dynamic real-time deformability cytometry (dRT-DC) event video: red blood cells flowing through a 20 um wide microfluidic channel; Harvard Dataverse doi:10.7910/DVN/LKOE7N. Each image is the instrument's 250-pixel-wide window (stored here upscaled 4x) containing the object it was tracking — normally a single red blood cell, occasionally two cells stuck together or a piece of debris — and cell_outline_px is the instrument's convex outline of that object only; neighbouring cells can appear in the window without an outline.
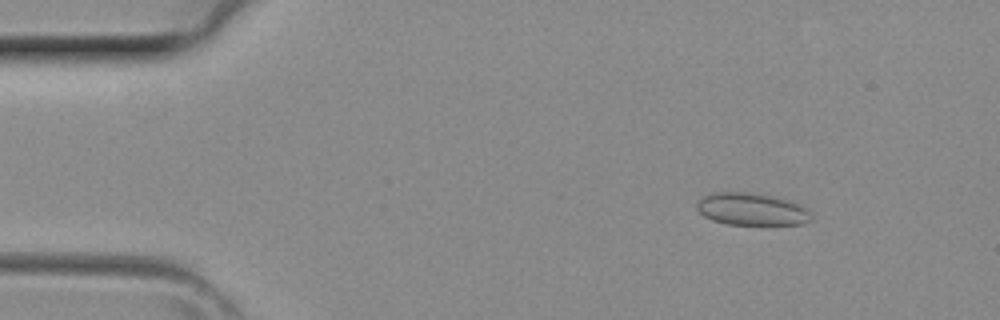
{"species": "common noctule bat (a hibernating species)", "species_latin": "Nyctalus noctula", "temperature_condition": "room temperature", "stored_images_in_passage": 42, "camera_frame_rate_fps": 3000, "um_per_image_px": 0.085, "animal": {"sex": "female", "body_mass_g": 29.2, "forearm_length_mm": 56.3}, "frame": {"image": 1, "passage_image": 6, "time_ms": 1.667, "image_size_px": [1000, 320], "cell_outline_px": [[812, 220], [804, 224], [728, 224], [712, 220], [704, 216], [696, 208], [696, 204], [704, 196], [716, 192], [748, 192], [772, 196], [808, 208], [812, 216]], "centroid_in_image_um": [63.89, 17.79], "position_along_channel_um": 21.1, "area_um2": 21.27}}
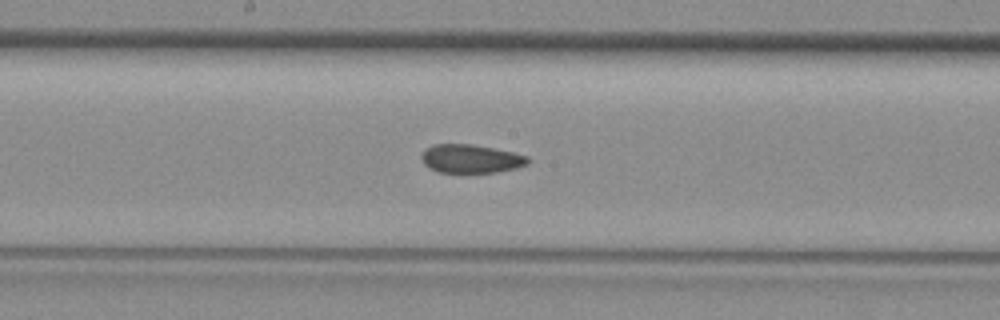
{"frame": {"image": 2, "passage_image": 22, "time_ms": 7.0, "image_size_px": [1000, 320], "cell_outline_px": [[528, 164], [516, 168], [496, 172], [440, 172], [424, 164], [420, 156], [424, 148], [432, 144], [468, 144], [492, 148], [512, 152], [528, 156]], "centroid_in_image_um": [39.99, 13.48], "position_along_channel_um": 208.2, "area_um2": 17.51}}
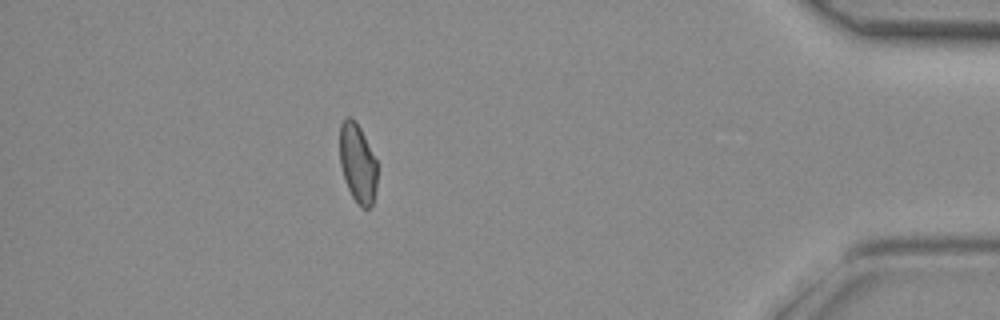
{"frame": {"image": 3, "passage_image": 37, "time_ms": 12.0, "image_size_px": [1000, 320], "cell_outline_px": [[376, 188], [372, 204], [368, 208], [360, 208], [352, 196], [348, 188], [340, 164], [340, 124], [348, 116], [352, 116], [360, 128], [376, 160]], "centroid_in_image_um": [30.39, 13.87], "position_along_channel_um": 404.8, "area_um2": 17.05}}